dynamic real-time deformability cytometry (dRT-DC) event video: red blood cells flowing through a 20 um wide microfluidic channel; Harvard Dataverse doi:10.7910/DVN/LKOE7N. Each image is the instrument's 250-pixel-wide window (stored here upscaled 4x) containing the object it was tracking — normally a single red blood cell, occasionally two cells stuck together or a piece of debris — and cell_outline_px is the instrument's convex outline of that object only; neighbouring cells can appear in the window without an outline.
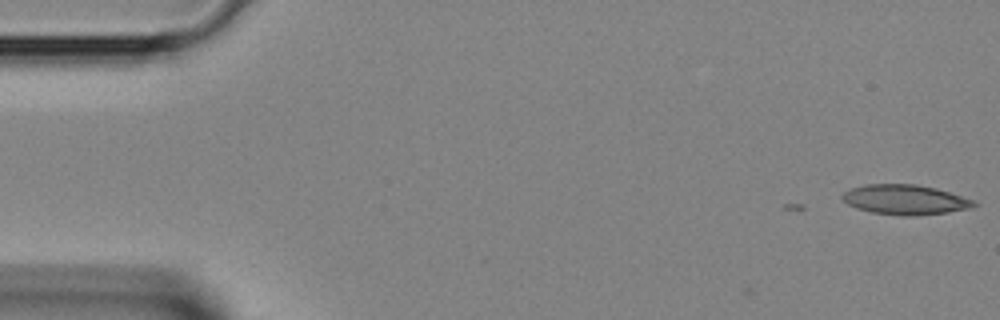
{"species": "Egyptian fruit bat (a non-hibernating species)", "species_latin": "Rousettus aegyptiacus", "temperature_condition": "room temperature", "stored_images_in_passage": 4, "segment_of_instrument_passage": [2, 2], "camera_frame_rate_fps": 3000, "um_per_image_px": 0.085, "animal": {"sex": "female"}, "frame": {"image": 1, "passage_image": 4, "time_ms": 1.0, "image_size_px": [1000, 320], "cell_outline_px": [[980, 204], [972, 208], [948, 212], [912, 216], [908, 216], [872, 212], [856, 208], [848, 204], [840, 196], [844, 192], [852, 188], [864, 184], [916, 184], [936, 188], [976, 200]], "centroid_in_image_um": [76.98, 16.97], "position_along_channel_um": 8.0, "area_um2": 23.0}}